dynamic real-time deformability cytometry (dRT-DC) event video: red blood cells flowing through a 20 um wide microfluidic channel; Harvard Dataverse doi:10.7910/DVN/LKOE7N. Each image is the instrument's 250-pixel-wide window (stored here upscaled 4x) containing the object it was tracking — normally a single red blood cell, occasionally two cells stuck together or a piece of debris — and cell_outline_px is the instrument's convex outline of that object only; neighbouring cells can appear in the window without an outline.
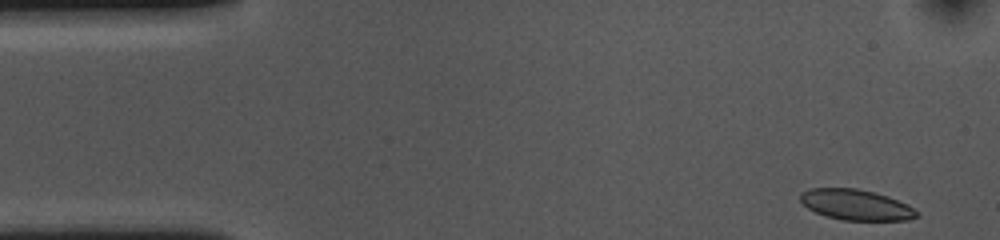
{"species": "common noctule bat (a hibernating species)", "species_latin": "Nyctalus noctula", "temperature_condition": "cold", "stored_images_in_passage": 47, "camera_frame_rate_fps": 3000, "um_per_image_px": 0.085, "animal": {"sex": "female", "body_mass_g": 10.0, "forearm_length_mm": 53.1}, "frame": {"image": 1, "passage_image": 1, "time_ms": 0.0, "image_size_px": [1000, 240], "cell_outline_px": [[920, 216], [908, 220], [844, 220], [824, 216], [808, 208], [800, 200], [800, 192], [812, 188], [856, 188], [888, 196], [908, 204]], "centroid_in_image_um": [72.75, 17.41], "position_along_channel_um": 12.3, "area_um2": 20.69}}
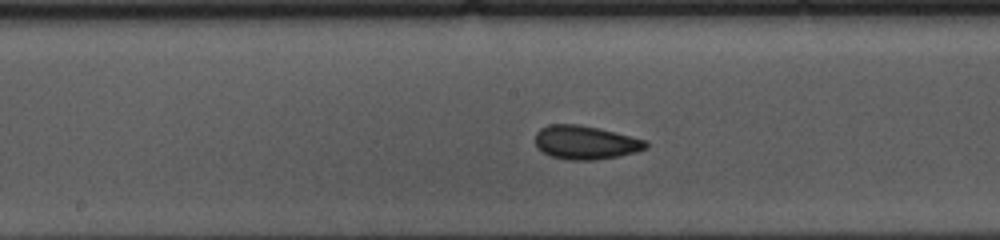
{"frame": {"image": 2, "passage_image": 24, "time_ms": 7.667, "image_size_px": [1000, 240], "cell_outline_px": [[648, 148], [636, 152], [620, 156], [596, 160], [568, 160], [552, 156], [536, 148], [536, 132], [540, 128], [548, 124], [576, 124], [596, 128], [648, 140]], "centroid_in_image_um": [49.78, 12.12], "position_along_channel_um": 198.4, "area_um2": 21.73}}
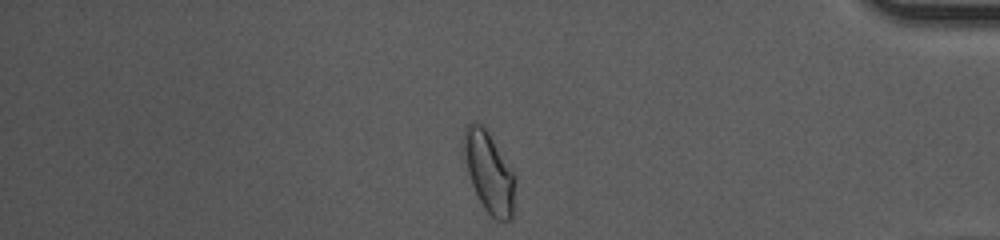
{"frame": {"image": 3, "passage_image": 43, "time_ms": 14.0, "image_size_px": [1000, 240], "cell_outline_px": [[516, 176], [512, 220], [496, 220], [484, 208], [472, 184], [460, 152], [464, 128], [468, 124], [476, 120], [488, 132]], "centroid_in_image_um": [41.53, 14.6], "position_along_channel_um": 393.7, "area_um2": 24.45}, "authors_computed_cell_mechanics": {"area_um2": 21.3282, "velocity_mm_per_s": 3.6398, "shape_relaxation_time_tau1_ms": 3.6121, "shape_relaxation_time_tau2_ms": 2.0932, "deformation_change_tau1": 0.0929, "deformation_change_tau2": 0.0563}}